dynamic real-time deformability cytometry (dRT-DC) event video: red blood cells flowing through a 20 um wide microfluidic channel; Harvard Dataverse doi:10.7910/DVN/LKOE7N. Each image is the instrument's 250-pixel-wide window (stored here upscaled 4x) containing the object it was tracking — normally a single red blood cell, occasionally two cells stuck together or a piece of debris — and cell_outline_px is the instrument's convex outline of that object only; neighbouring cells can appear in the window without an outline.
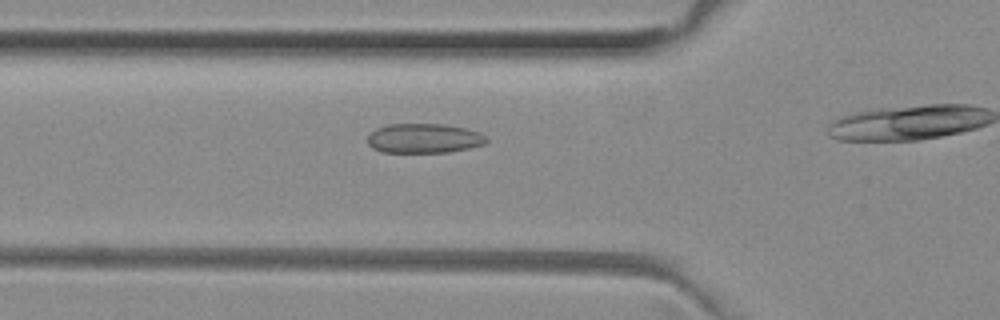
{"species": "common noctule bat (a hibernating species)", "species_latin": "Nyctalus noctula", "temperature_condition": "room temperature", "stored_images_in_passage": 20, "camera_frame_rate_fps": 3000, "um_per_image_px": 0.085, "animal": {"sex": "female", "body_mass_g": 29.2, "forearm_length_mm": 56.3}, "frame": {"image": 1, "passage_image": 6, "time_ms": 1.667, "image_size_px": [1000, 320], "cell_outline_px": [[488, 140], [484, 144], [468, 148], [448, 152], [380, 152], [372, 148], [368, 144], [368, 136], [376, 128], [388, 124], [444, 124], [468, 128], [480, 132], [488, 136]], "centroid_in_image_um": [36.06, 11.75], "position_along_channel_um": 89.7, "area_um2": 20.63}}
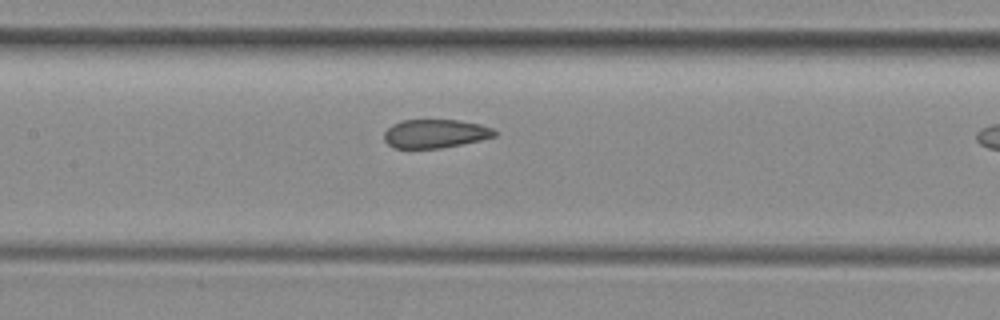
{"frame": {"image": 2, "passage_image": 12, "time_ms": 3.667, "image_size_px": [1000, 320], "cell_outline_px": [[496, 136], [480, 140], [440, 148], [392, 148], [384, 140], [384, 132], [392, 124], [400, 120], [460, 120], [480, 124], [492, 128], [496, 132]], "centroid_in_image_um": [36.96, 11.35], "position_along_channel_um": 170.4, "area_um2": 18.44}}
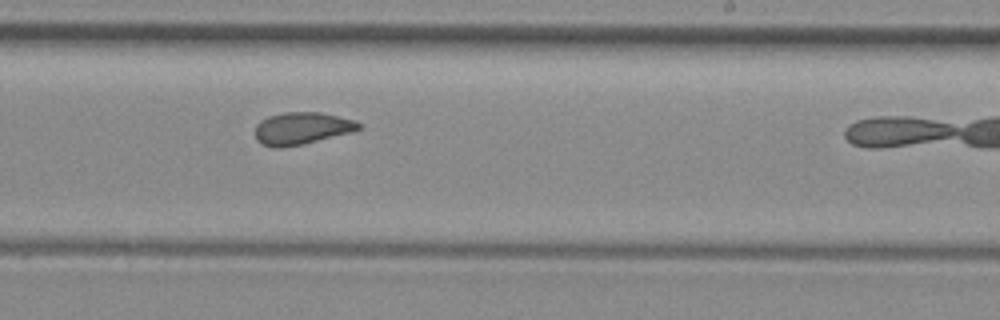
{"frame": {"image": 3, "passage_image": 19, "time_ms": 6.0, "image_size_px": [1000, 320], "cell_outline_px": [[360, 128], [352, 132], [304, 144], [280, 148], [272, 148], [260, 144], [256, 140], [256, 124], [260, 120], [268, 116], [284, 112], [320, 112], [356, 120], [360, 124]], "centroid_in_image_um": [25.62, 10.92], "position_along_channel_um": 263.4, "area_um2": 19.65}}